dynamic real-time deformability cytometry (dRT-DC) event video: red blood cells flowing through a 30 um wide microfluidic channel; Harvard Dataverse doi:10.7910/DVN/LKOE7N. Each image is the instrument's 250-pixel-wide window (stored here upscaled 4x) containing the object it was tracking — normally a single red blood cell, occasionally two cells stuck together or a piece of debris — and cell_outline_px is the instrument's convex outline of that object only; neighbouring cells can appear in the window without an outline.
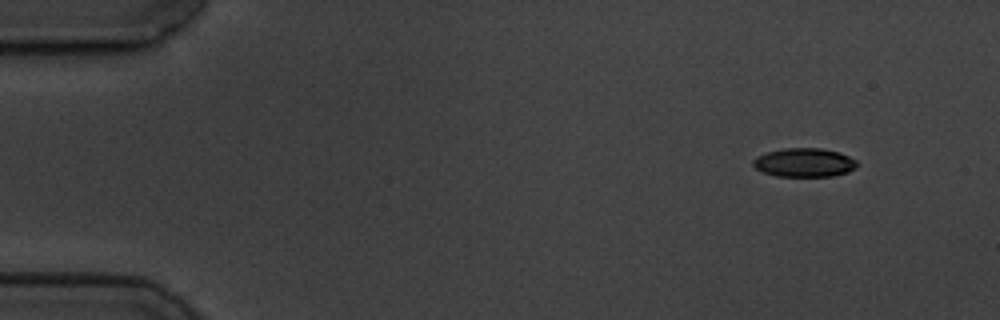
{"species": "common noctule bat (a hibernating species)", "species_latin": "Nyctalus noctula", "temperature_condition": "cold", "stored_images_in_passage": 4, "camera_frame_rate_fps": 3000, "um_per_image_px": 0.085, "animal": {"sex": "male", "body_mass_g": 19.5, "forearm_length_mm": 54.6}, "frame": {"image": 1, "passage_image": 1, "time_ms": 0.0, "image_size_px": [1000, 320], "cell_outline_px": [[856, 168], [848, 172], [832, 176], [776, 176], [764, 172], [756, 168], [752, 164], [752, 160], [756, 156], [768, 152], [784, 148], [820, 148], [840, 152], [856, 160]], "centroid_in_image_um": [68.36, 13.81], "position_along_channel_um": 16.6, "area_um2": 17.4}}